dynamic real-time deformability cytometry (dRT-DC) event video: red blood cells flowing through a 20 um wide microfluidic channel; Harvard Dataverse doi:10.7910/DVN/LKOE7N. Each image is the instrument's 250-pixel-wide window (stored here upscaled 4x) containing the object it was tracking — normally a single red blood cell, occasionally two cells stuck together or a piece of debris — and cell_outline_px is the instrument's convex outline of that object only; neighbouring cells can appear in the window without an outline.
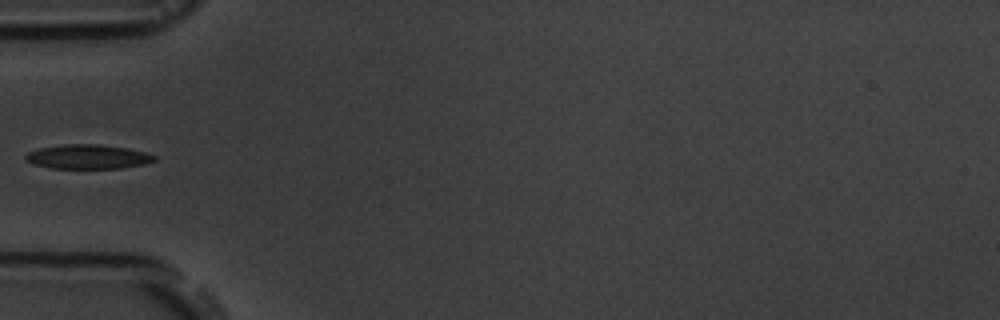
{"species": "common noctule bat (a hibernating species)", "species_latin": "Nyctalus noctula", "temperature_condition": "room temperature", "stored_images_in_passage": 10, "camera_frame_rate_fps": 3000, "um_per_image_px": 0.085, "animal": {"sex": "male", "body_mass_g": 19.5, "forearm_length_mm": 54.6}, "frame": {"image": 1, "passage_image": 6, "time_ms": 6.0, "image_size_px": [1000, 320], "cell_outline_px": [[156, 160], [144, 164], [120, 168], [48, 168], [32, 164], [24, 160], [24, 156], [28, 152], [40, 148], [64, 144], [100, 144], [124, 148], [144, 152], [156, 156]], "centroid_in_image_um": [7.41, 13.32], "position_along_channel_um": 77.6, "area_um2": 18.21}}
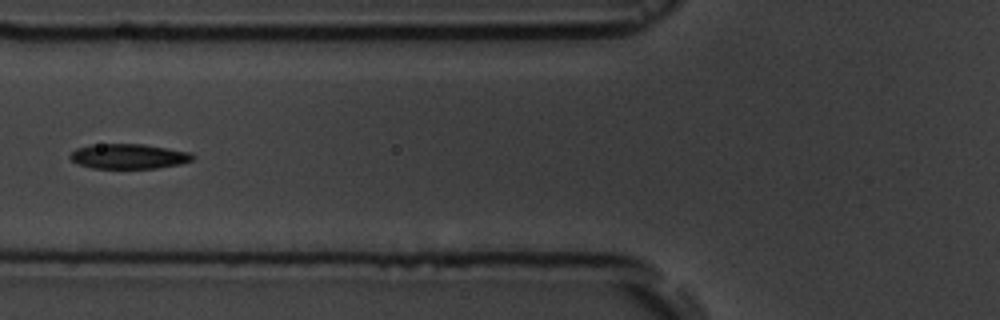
{"frame": {"image": 2, "passage_image": 7, "time_ms": 7.0, "image_size_px": [1000, 320], "cell_outline_px": [[196, 156], [192, 160], [180, 164], [156, 168], [92, 168], [80, 164], [72, 160], [68, 156], [76, 148], [92, 144], [144, 144], [192, 152]], "centroid_in_image_um": [10.96, 13.28], "position_along_channel_um": 114.8, "area_um2": 17.86}}
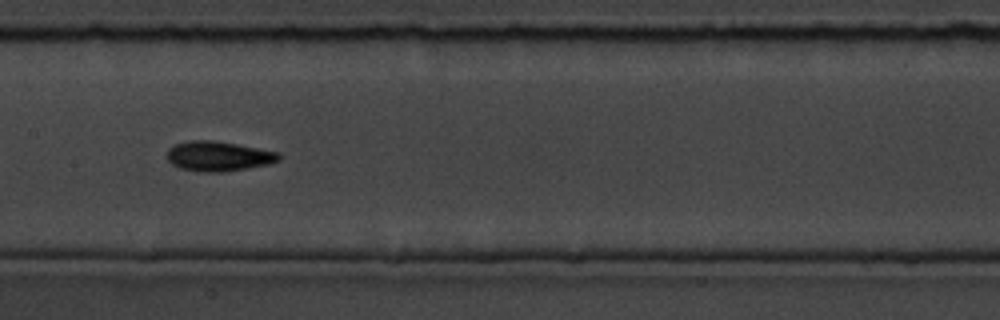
{"frame": {"image": 3, "passage_image": 9, "time_ms": 9.0, "image_size_px": [1000, 320], "cell_outline_px": [[280, 160], [268, 164], [248, 168], [220, 172], [200, 172], [180, 168], [172, 164], [168, 160], [168, 148], [172, 144], [188, 140], [212, 140], [236, 144], [280, 152]], "centroid_in_image_um": [18.54, 13.27], "position_along_channel_um": 188.9, "area_um2": 19.54}}